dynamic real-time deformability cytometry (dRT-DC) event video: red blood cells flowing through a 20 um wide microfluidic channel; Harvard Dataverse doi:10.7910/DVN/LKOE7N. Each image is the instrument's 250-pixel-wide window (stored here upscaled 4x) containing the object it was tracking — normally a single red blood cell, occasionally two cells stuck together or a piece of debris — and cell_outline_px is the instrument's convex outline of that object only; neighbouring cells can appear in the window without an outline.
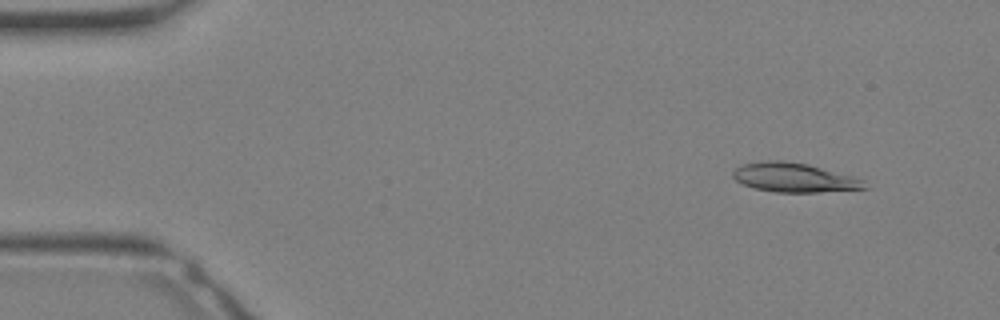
{"species": "Egyptian fruit bat (a non-hibernating species)", "species_latin": "Rousettus aegyptiacus", "temperature_condition": "warm", "stored_images_in_passage": 31, "camera_frame_rate_fps": 3000, "um_per_image_px": 0.085, "animal": {"sex": "female"}, "frame": {"image": 1, "passage_image": 2, "time_ms": 0.333, "image_size_px": [1000, 320], "cell_outline_px": [[868, 188], [820, 192], [776, 192], [752, 188], [740, 184], [732, 176], [732, 172], [736, 168], [744, 164], [764, 160], [784, 160], [808, 164], [852, 176], [864, 180]], "centroid_in_image_um": [67.47, 15.09], "position_along_channel_um": 17.5, "area_um2": 22.48}}
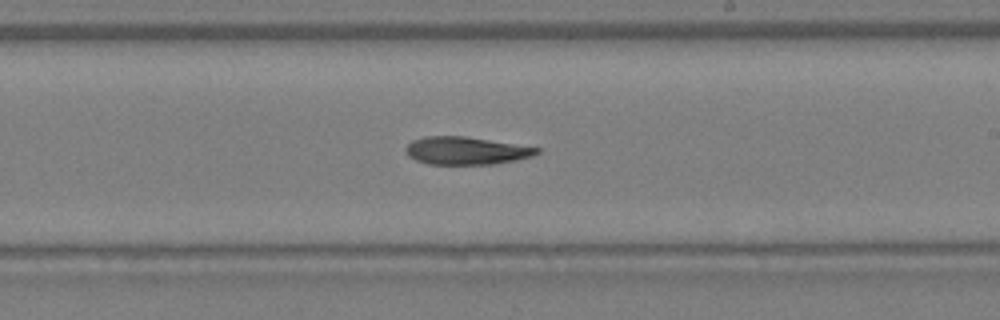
{"frame": {"image": 2, "passage_image": 18, "time_ms": 5.667, "image_size_px": [1000, 320], "cell_outline_px": [[540, 152], [532, 156], [516, 160], [492, 164], [428, 164], [416, 160], [408, 156], [404, 148], [412, 140], [424, 136], [464, 136], [540, 148]], "centroid_in_image_um": [39.58, 12.81], "position_along_channel_um": 249.4, "area_um2": 21.1}}
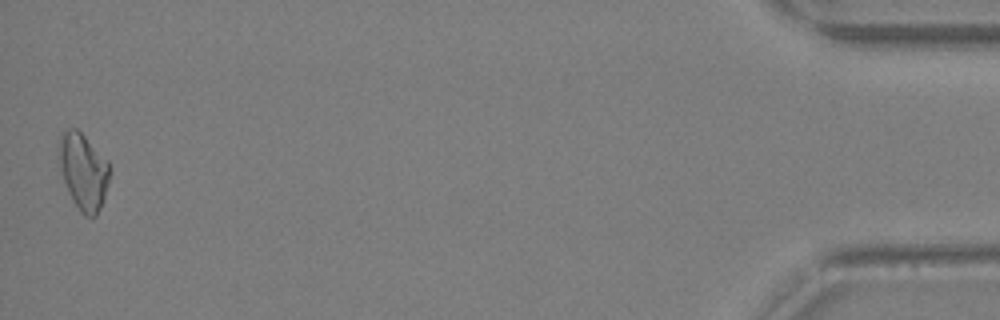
{"frame": {"image": 3, "passage_image": 31, "time_ms": 10.0, "image_size_px": [1000, 320], "cell_outline_px": [[108, 180], [104, 200], [96, 216], [84, 216], [80, 212], [72, 200], [68, 192], [56, 156], [60, 132], [68, 128], [76, 128], [108, 160]], "centroid_in_image_um": [7.03, 14.55], "position_along_channel_um": 428.2, "area_um2": 22.72}}